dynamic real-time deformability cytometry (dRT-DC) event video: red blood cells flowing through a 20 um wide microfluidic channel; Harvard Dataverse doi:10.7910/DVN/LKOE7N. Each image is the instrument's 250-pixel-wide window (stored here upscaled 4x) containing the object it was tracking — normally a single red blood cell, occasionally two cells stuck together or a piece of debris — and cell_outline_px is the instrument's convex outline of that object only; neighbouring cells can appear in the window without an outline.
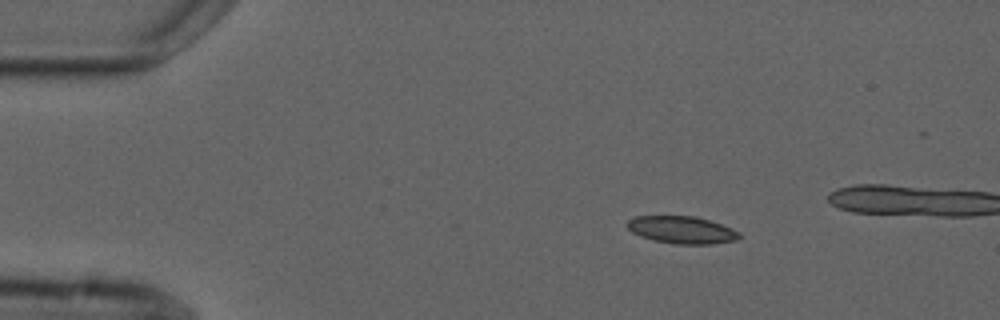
{"species": "common noctule bat (a hibernating species)", "species_latin": "Nyctalus noctula", "temperature_condition": "cold", "stored_images_in_passage": 6, "segment_of_instrument_passage": [1, 2], "camera_frame_rate_fps": 3000, "um_per_image_px": 0.085, "animal": {"sex": "male", "forearm_length_mm": 52.5}, "frame": {"image": 1, "passage_image": 2, "time_ms": 1.333, "image_size_px": [1000, 320], "cell_outline_px": [[740, 236], [736, 240], [712, 244], [676, 244], [656, 240], [640, 236], [632, 232], [628, 228], [628, 220], [636, 216], [692, 216], [708, 220], [732, 228], [740, 232]], "centroid_in_image_um": [57.97, 19.54], "position_along_channel_um": 27.0, "area_um2": 17.63}}
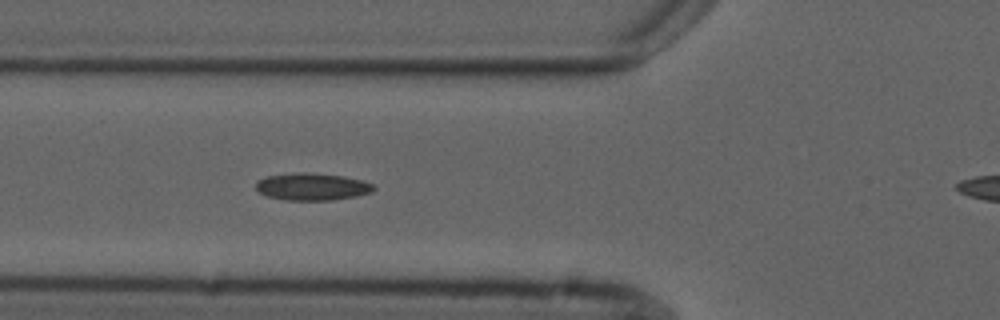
{"frame": {"image": 2, "passage_image": 5, "time_ms": 5.0, "image_size_px": [1000, 320], "cell_outline_px": [[376, 188], [372, 192], [356, 196], [332, 200], [284, 200], [268, 196], [260, 192], [256, 188], [256, 184], [260, 180], [268, 176], [300, 172], [304, 172], [344, 176], [360, 180], [372, 184]], "centroid_in_image_um": [26.56, 15.87], "position_along_channel_um": 99.2, "area_um2": 18.44}}